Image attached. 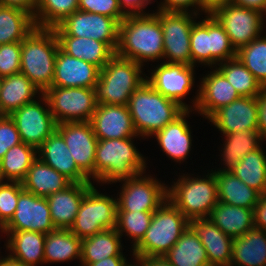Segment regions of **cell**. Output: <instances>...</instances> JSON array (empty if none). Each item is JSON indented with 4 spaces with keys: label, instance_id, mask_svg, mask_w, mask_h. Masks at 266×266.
<instances>
[{
    "label": "cell",
    "instance_id": "cell-22",
    "mask_svg": "<svg viewBox=\"0 0 266 266\" xmlns=\"http://www.w3.org/2000/svg\"><path fill=\"white\" fill-rule=\"evenodd\" d=\"M100 70L92 63L68 55L59 47L51 86L95 89Z\"/></svg>",
    "mask_w": 266,
    "mask_h": 266
},
{
    "label": "cell",
    "instance_id": "cell-30",
    "mask_svg": "<svg viewBox=\"0 0 266 266\" xmlns=\"http://www.w3.org/2000/svg\"><path fill=\"white\" fill-rule=\"evenodd\" d=\"M21 183L24 190L39 197H48L66 189L73 182L37 158Z\"/></svg>",
    "mask_w": 266,
    "mask_h": 266
},
{
    "label": "cell",
    "instance_id": "cell-51",
    "mask_svg": "<svg viewBox=\"0 0 266 266\" xmlns=\"http://www.w3.org/2000/svg\"><path fill=\"white\" fill-rule=\"evenodd\" d=\"M258 98V132L266 141V88H263Z\"/></svg>",
    "mask_w": 266,
    "mask_h": 266
},
{
    "label": "cell",
    "instance_id": "cell-55",
    "mask_svg": "<svg viewBox=\"0 0 266 266\" xmlns=\"http://www.w3.org/2000/svg\"><path fill=\"white\" fill-rule=\"evenodd\" d=\"M128 264L126 256H112L95 263H89L87 266H127Z\"/></svg>",
    "mask_w": 266,
    "mask_h": 266
},
{
    "label": "cell",
    "instance_id": "cell-23",
    "mask_svg": "<svg viewBox=\"0 0 266 266\" xmlns=\"http://www.w3.org/2000/svg\"><path fill=\"white\" fill-rule=\"evenodd\" d=\"M189 226L205 247L210 266H230L233 239L210 218L191 219Z\"/></svg>",
    "mask_w": 266,
    "mask_h": 266
},
{
    "label": "cell",
    "instance_id": "cell-35",
    "mask_svg": "<svg viewBox=\"0 0 266 266\" xmlns=\"http://www.w3.org/2000/svg\"><path fill=\"white\" fill-rule=\"evenodd\" d=\"M222 136L225 137V140L221 144L223 147L220 157L225 166L222 169H217L222 172H230L246 154L259 148L265 141L258 130L227 133Z\"/></svg>",
    "mask_w": 266,
    "mask_h": 266
},
{
    "label": "cell",
    "instance_id": "cell-18",
    "mask_svg": "<svg viewBox=\"0 0 266 266\" xmlns=\"http://www.w3.org/2000/svg\"><path fill=\"white\" fill-rule=\"evenodd\" d=\"M56 131L63 137L78 168L94 180L95 152L98 142L91 122H64Z\"/></svg>",
    "mask_w": 266,
    "mask_h": 266
},
{
    "label": "cell",
    "instance_id": "cell-6",
    "mask_svg": "<svg viewBox=\"0 0 266 266\" xmlns=\"http://www.w3.org/2000/svg\"><path fill=\"white\" fill-rule=\"evenodd\" d=\"M189 220L168 199L153 213L143 239L132 249L135 259L162 257L188 228Z\"/></svg>",
    "mask_w": 266,
    "mask_h": 266
},
{
    "label": "cell",
    "instance_id": "cell-29",
    "mask_svg": "<svg viewBox=\"0 0 266 266\" xmlns=\"http://www.w3.org/2000/svg\"><path fill=\"white\" fill-rule=\"evenodd\" d=\"M230 266L266 265V231L252 228L243 236L234 238Z\"/></svg>",
    "mask_w": 266,
    "mask_h": 266
},
{
    "label": "cell",
    "instance_id": "cell-2",
    "mask_svg": "<svg viewBox=\"0 0 266 266\" xmlns=\"http://www.w3.org/2000/svg\"><path fill=\"white\" fill-rule=\"evenodd\" d=\"M134 138L98 140L94 164L97 184H113L146 172L147 159L136 148Z\"/></svg>",
    "mask_w": 266,
    "mask_h": 266
},
{
    "label": "cell",
    "instance_id": "cell-16",
    "mask_svg": "<svg viewBox=\"0 0 266 266\" xmlns=\"http://www.w3.org/2000/svg\"><path fill=\"white\" fill-rule=\"evenodd\" d=\"M146 81L166 98L177 102L185 110L191 106L184 102L195 83V66L161 62L151 70Z\"/></svg>",
    "mask_w": 266,
    "mask_h": 266
},
{
    "label": "cell",
    "instance_id": "cell-12",
    "mask_svg": "<svg viewBox=\"0 0 266 266\" xmlns=\"http://www.w3.org/2000/svg\"><path fill=\"white\" fill-rule=\"evenodd\" d=\"M118 182L122 186L117 196V211L154 212L167 200L166 183L146 172Z\"/></svg>",
    "mask_w": 266,
    "mask_h": 266
},
{
    "label": "cell",
    "instance_id": "cell-20",
    "mask_svg": "<svg viewBox=\"0 0 266 266\" xmlns=\"http://www.w3.org/2000/svg\"><path fill=\"white\" fill-rule=\"evenodd\" d=\"M222 135L258 130V98L239 97L221 107L209 119Z\"/></svg>",
    "mask_w": 266,
    "mask_h": 266
},
{
    "label": "cell",
    "instance_id": "cell-4",
    "mask_svg": "<svg viewBox=\"0 0 266 266\" xmlns=\"http://www.w3.org/2000/svg\"><path fill=\"white\" fill-rule=\"evenodd\" d=\"M59 47L53 28L35 27L21 42L20 72L42 93L52 85Z\"/></svg>",
    "mask_w": 266,
    "mask_h": 266
},
{
    "label": "cell",
    "instance_id": "cell-31",
    "mask_svg": "<svg viewBox=\"0 0 266 266\" xmlns=\"http://www.w3.org/2000/svg\"><path fill=\"white\" fill-rule=\"evenodd\" d=\"M60 48L68 55L92 63L102 69L116 52L105 42L92 38L57 36Z\"/></svg>",
    "mask_w": 266,
    "mask_h": 266
},
{
    "label": "cell",
    "instance_id": "cell-45",
    "mask_svg": "<svg viewBox=\"0 0 266 266\" xmlns=\"http://www.w3.org/2000/svg\"><path fill=\"white\" fill-rule=\"evenodd\" d=\"M22 189L21 182L0 181V228L11 219L16 211Z\"/></svg>",
    "mask_w": 266,
    "mask_h": 266
},
{
    "label": "cell",
    "instance_id": "cell-59",
    "mask_svg": "<svg viewBox=\"0 0 266 266\" xmlns=\"http://www.w3.org/2000/svg\"><path fill=\"white\" fill-rule=\"evenodd\" d=\"M133 260H134V262L133 263L130 262L127 266H144L138 259L133 258Z\"/></svg>",
    "mask_w": 266,
    "mask_h": 266
},
{
    "label": "cell",
    "instance_id": "cell-58",
    "mask_svg": "<svg viewBox=\"0 0 266 266\" xmlns=\"http://www.w3.org/2000/svg\"><path fill=\"white\" fill-rule=\"evenodd\" d=\"M0 266H26L24 263L12 258L9 254L0 258Z\"/></svg>",
    "mask_w": 266,
    "mask_h": 266
},
{
    "label": "cell",
    "instance_id": "cell-53",
    "mask_svg": "<svg viewBox=\"0 0 266 266\" xmlns=\"http://www.w3.org/2000/svg\"><path fill=\"white\" fill-rule=\"evenodd\" d=\"M231 2L232 0H199V16L203 13L205 15H212L217 9Z\"/></svg>",
    "mask_w": 266,
    "mask_h": 266
},
{
    "label": "cell",
    "instance_id": "cell-19",
    "mask_svg": "<svg viewBox=\"0 0 266 266\" xmlns=\"http://www.w3.org/2000/svg\"><path fill=\"white\" fill-rule=\"evenodd\" d=\"M197 85L191 105V110L209 119L217 110L239 98L235 88L228 82L226 77L215 67ZM193 107V108H192Z\"/></svg>",
    "mask_w": 266,
    "mask_h": 266
},
{
    "label": "cell",
    "instance_id": "cell-14",
    "mask_svg": "<svg viewBox=\"0 0 266 266\" xmlns=\"http://www.w3.org/2000/svg\"><path fill=\"white\" fill-rule=\"evenodd\" d=\"M53 29L57 36L85 37L105 42L115 52L118 46L119 23L101 14L77 10Z\"/></svg>",
    "mask_w": 266,
    "mask_h": 266
},
{
    "label": "cell",
    "instance_id": "cell-60",
    "mask_svg": "<svg viewBox=\"0 0 266 266\" xmlns=\"http://www.w3.org/2000/svg\"><path fill=\"white\" fill-rule=\"evenodd\" d=\"M2 80H3V78L0 77V92H1V87H2Z\"/></svg>",
    "mask_w": 266,
    "mask_h": 266
},
{
    "label": "cell",
    "instance_id": "cell-10",
    "mask_svg": "<svg viewBox=\"0 0 266 266\" xmlns=\"http://www.w3.org/2000/svg\"><path fill=\"white\" fill-rule=\"evenodd\" d=\"M43 94L57 124L90 122L98 105L96 91L91 88L51 86Z\"/></svg>",
    "mask_w": 266,
    "mask_h": 266
},
{
    "label": "cell",
    "instance_id": "cell-57",
    "mask_svg": "<svg viewBox=\"0 0 266 266\" xmlns=\"http://www.w3.org/2000/svg\"><path fill=\"white\" fill-rule=\"evenodd\" d=\"M144 266H172L165 257H147L138 259Z\"/></svg>",
    "mask_w": 266,
    "mask_h": 266
},
{
    "label": "cell",
    "instance_id": "cell-33",
    "mask_svg": "<svg viewBox=\"0 0 266 266\" xmlns=\"http://www.w3.org/2000/svg\"><path fill=\"white\" fill-rule=\"evenodd\" d=\"M219 202L254 209L261 194L242 182L231 172L213 171Z\"/></svg>",
    "mask_w": 266,
    "mask_h": 266
},
{
    "label": "cell",
    "instance_id": "cell-1",
    "mask_svg": "<svg viewBox=\"0 0 266 266\" xmlns=\"http://www.w3.org/2000/svg\"><path fill=\"white\" fill-rule=\"evenodd\" d=\"M163 52V31L154 12L127 15L119 23L117 56L144 67L146 62L163 59Z\"/></svg>",
    "mask_w": 266,
    "mask_h": 266
},
{
    "label": "cell",
    "instance_id": "cell-42",
    "mask_svg": "<svg viewBox=\"0 0 266 266\" xmlns=\"http://www.w3.org/2000/svg\"><path fill=\"white\" fill-rule=\"evenodd\" d=\"M79 0H38L34 21L36 27L54 28L78 10Z\"/></svg>",
    "mask_w": 266,
    "mask_h": 266
},
{
    "label": "cell",
    "instance_id": "cell-40",
    "mask_svg": "<svg viewBox=\"0 0 266 266\" xmlns=\"http://www.w3.org/2000/svg\"><path fill=\"white\" fill-rule=\"evenodd\" d=\"M262 145L246 154L230 171L261 195L266 194V151Z\"/></svg>",
    "mask_w": 266,
    "mask_h": 266
},
{
    "label": "cell",
    "instance_id": "cell-7",
    "mask_svg": "<svg viewBox=\"0 0 266 266\" xmlns=\"http://www.w3.org/2000/svg\"><path fill=\"white\" fill-rule=\"evenodd\" d=\"M142 70L143 66L137 62L115 54L100 70L95 87L97 103L128 105L131 95L146 81V74Z\"/></svg>",
    "mask_w": 266,
    "mask_h": 266
},
{
    "label": "cell",
    "instance_id": "cell-11",
    "mask_svg": "<svg viewBox=\"0 0 266 266\" xmlns=\"http://www.w3.org/2000/svg\"><path fill=\"white\" fill-rule=\"evenodd\" d=\"M163 31V61L191 65L190 35L193 23L200 16L191 12L156 11Z\"/></svg>",
    "mask_w": 266,
    "mask_h": 266
},
{
    "label": "cell",
    "instance_id": "cell-5",
    "mask_svg": "<svg viewBox=\"0 0 266 266\" xmlns=\"http://www.w3.org/2000/svg\"><path fill=\"white\" fill-rule=\"evenodd\" d=\"M210 172V173H209ZM179 175L177 181L167 185V199L190 221L209 218L212 209L219 202L215 173L211 169L207 175ZM193 177V178H192Z\"/></svg>",
    "mask_w": 266,
    "mask_h": 266
},
{
    "label": "cell",
    "instance_id": "cell-32",
    "mask_svg": "<svg viewBox=\"0 0 266 266\" xmlns=\"http://www.w3.org/2000/svg\"><path fill=\"white\" fill-rule=\"evenodd\" d=\"M209 218L232 239L243 236L254 228V209L218 202Z\"/></svg>",
    "mask_w": 266,
    "mask_h": 266
},
{
    "label": "cell",
    "instance_id": "cell-56",
    "mask_svg": "<svg viewBox=\"0 0 266 266\" xmlns=\"http://www.w3.org/2000/svg\"><path fill=\"white\" fill-rule=\"evenodd\" d=\"M232 3L260 11L266 15V0H232Z\"/></svg>",
    "mask_w": 266,
    "mask_h": 266
},
{
    "label": "cell",
    "instance_id": "cell-52",
    "mask_svg": "<svg viewBox=\"0 0 266 266\" xmlns=\"http://www.w3.org/2000/svg\"><path fill=\"white\" fill-rule=\"evenodd\" d=\"M255 228L266 231V194L259 197L258 203L254 208Z\"/></svg>",
    "mask_w": 266,
    "mask_h": 266
},
{
    "label": "cell",
    "instance_id": "cell-28",
    "mask_svg": "<svg viewBox=\"0 0 266 266\" xmlns=\"http://www.w3.org/2000/svg\"><path fill=\"white\" fill-rule=\"evenodd\" d=\"M6 234V250L9 255L26 266L44 264L46 234L34 231H1Z\"/></svg>",
    "mask_w": 266,
    "mask_h": 266
},
{
    "label": "cell",
    "instance_id": "cell-41",
    "mask_svg": "<svg viewBox=\"0 0 266 266\" xmlns=\"http://www.w3.org/2000/svg\"><path fill=\"white\" fill-rule=\"evenodd\" d=\"M241 97H257L263 87L238 57L226 60L216 67Z\"/></svg>",
    "mask_w": 266,
    "mask_h": 266
},
{
    "label": "cell",
    "instance_id": "cell-47",
    "mask_svg": "<svg viewBox=\"0 0 266 266\" xmlns=\"http://www.w3.org/2000/svg\"><path fill=\"white\" fill-rule=\"evenodd\" d=\"M21 42L0 44V77L20 73Z\"/></svg>",
    "mask_w": 266,
    "mask_h": 266
},
{
    "label": "cell",
    "instance_id": "cell-17",
    "mask_svg": "<svg viewBox=\"0 0 266 266\" xmlns=\"http://www.w3.org/2000/svg\"><path fill=\"white\" fill-rule=\"evenodd\" d=\"M55 229L46 197H39L22 189L16 211L1 231H34L47 234Z\"/></svg>",
    "mask_w": 266,
    "mask_h": 266
},
{
    "label": "cell",
    "instance_id": "cell-26",
    "mask_svg": "<svg viewBox=\"0 0 266 266\" xmlns=\"http://www.w3.org/2000/svg\"><path fill=\"white\" fill-rule=\"evenodd\" d=\"M92 182L72 183L66 189L46 197L52 222L56 229H70L77 216L81 201Z\"/></svg>",
    "mask_w": 266,
    "mask_h": 266
},
{
    "label": "cell",
    "instance_id": "cell-46",
    "mask_svg": "<svg viewBox=\"0 0 266 266\" xmlns=\"http://www.w3.org/2000/svg\"><path fill=\"white\" fill-rule=\"evenodd\" d=\"M78 10L111 17L118 23L127 16L121 8L120 0H79Z\"/></svg>",
    "mask_w": 266,
    "mask_h": 266
},
{
    "label": "cell",
    "instance_id": "cell-37",
    "mask_svg": "<svg viewBox=\"0 0 266 266\" xmlns=\"http://www.w3.org/2000/svg\"><path fill=\"white\" fill-rule=\"evenodd\" d=\"M163 257L172 266H210L205 247L190 226Z\"/></svg>",
    "mask_w": 266,
    "mask_h": 266
},
{
    "label": "cell",
    "instance_id": "cell-50",
    "mask_svg": "<svg viewBox=\"0 0 266 266\" xmlns=\"http://www.w3.org/2000/svg\"><path fill=\"white\" fill-rule=\"evenodd\" d=\"M153 0H120V5L123 11L127 15H137V14H149L146 13L148 4H151Z\"/></svg>",
    "mask_w": 266,
    "mask_h": 266
},
{
    "label": "cell",
    "instance_id": "cell-25",
    "mask_svg": "<svg viewBox=\"0 0 266 266\" xmlns=\"http://www.w3.org/2000/svg\"><path fill=\"white\" fill-rule=\"evenodd\" d=\"M193 110H185L173 122L168 123L163 129L153 135L163 153L177 163L184 162L192 150V132L189 127L188 118Z\"/></svg>",
    "mask_w": 266,
    "mask_h": 266
},
{
    "label": "cell",
    "instance_id": "cell-21",
    "mask_svg": "<svg viewBox=\"0 0 266 266\" xmlns=\"http://www.w3.org/2000/svg\"><path fill=\"white\" fill-rule=\"evenodd\" d=\"M90 122L98 140L140 138L127 105L98 104Z\"/></svg>",
    "mask_w": 266,
    "mask_h": 266
},
{
    "label": "cell",
    "instance_id": "cell-44",
    "mask_svg": "<svg viewBox=\"0 0 266 266\" xmlns=\"http://www.w3.org/2000/svg\"><path fill=\"white\" fill-rule=\"evenodd\" d=\"M154 212L117 211L116 230L132 239V249L143 239Z\"/></svg>",
    "mask_w": 266,
    "mask_h": 266
},
{
    "label": "cell",
    "instance_id": "cell-39",
    "mask_svg": "<svg viewBox=\"0 0 266 266\" xmlns=\"http://www.w3.org/2000/svg\"><path fill=\"white\" fill-rule=\"evenodd\" d=\"M37 158V149L24 142L11 147L0 160V181L22 182Z\"/></svg>",
    "mask_w": 266,
    "mask_h": 266
},
{
    "label": "cell",
    "instance_id": "cell-54",
    "mask_svg": "<svg viewBox=\"0 0 266 266\" xmlns=\"http://www.w3.org/2000/svg\"><path fill=\"white\" fill-rule=\"evenodd\" d=\"M38 0H0V5L23 9L34 16Z\"/></svg>",
    "mask_w": 266,
    "mask_h": 266
},
{
    "label": "cell",
    "instance_id": "cell-8",
    "mask_svg": "<svg viewBox=\"0 0 266 266\" xmlns=\"http://www.w3.org/2000/svg\"><path fill=\"white\" fill-rule=\"evenodd\" d=\"M195 21L190 35L191 66L211 68L226 60L237 57L228 34L213 15Z\"/></svg>",
    "mask_w": 266,
    "mask_h": 266
},
{
    "label": "cell",
    "instance_id": "cell-24",
    "mask_svg": "<svg viewBox=\"0 0 266 266\" xmlns=\"http://www.w3.org/2000/svg\"><path fill=\"white\" fill-rule=\"evenodd\" d=\"M37 156L73 183L92 182L78 168L63 137L56 130L37 149Z\"/></svg>",
    "mask_w": 266,
    "mask_h": 266
},
{
    "label": "cell",
    "instance_id": "cell-49",
    "mask_svg": "<svg viewBox=\"0 0 266 266\" xmlns=\"http://www.w3.org/2000/svg\"><path fill=\"white\" fill-rule=\"evenodd\" d=\"M157 8L158 11L191 12L199 15V0H161Z\"/></svg>",
    "mask_w": 266,
    "mask_h": 266
},
{
    "label": "cell",
    "instance_id": "cell-27",
    "mask_svg": "<svg viewBox=\"0 0 266 266\" xmlns=\"http://www.w3.org/2000/svg\"><path fill=\"white\" fill-rule=\"evenodd\" d=\"M43 93L23 73L3 77L0 92V116H10L23 105L39 98Z\"/></svg>",
    "mask_w": 266,
    "mask_h": 266
},
{
    "label": "cell",
    "instance_id": "cell-36",
    "mask_svg": "<svg viewBox=\"0 0 266 266\" xmlns=\"http://www.w3.org/2000/svg\"><path fill=\"white\" fill-rule=\"evenodd\" d=\"M82 240L70 229H55L46 234L44 243V264L68 262L81 259Z\"/></svg>",
    "mask_w": 266,
    "mask_h": 266
},
{
    "label": "cell",
    "instance_id": "cell-9",
    "mask_svg": "<svg viewBox=\"0 0 266 266\" xmlns=\"http://www.w3.org/2000/svg\"><path fill=\"white\" fill-rule=\"evenodd\" d=\"M117 198L103 194L94 184L84 195L70 231L81 240L116 228Z\"/></svg>",
    "mask_w": 266,
    "mask_h": 266
},
{
    "label": "cell",
    "instance_id": "cell-15",
    "mask_svg": "<svg viewBox=\"0 0 266 266\" xmlns=\"http://www.w3.org/2000/svg\"><path fill=\"white\" fill-rule=\"evenodd\" d=\"M38 99L23 105L10 115L22 142L36 149L56 130L57 126L46 96L42 94Z\"/></svg>",
    "mask_w": 266,
    "mask_h": 266
},
{
    "label": "cell",
    "instance_id": "cell-43",
    "mask_svg": "<svg viewBox=\"0 0 266 266\" xmlns=\"http://www.w3.org/2000/svg\"><path fill=\"white\" fill-rule=\"evenodd\" d=\"M237 57L266 88V35L260 36L237 51Z\"/></svg>",
    "mask_w": 266,
    "mask_h": 266
},
{
    "label": "cell",
    "instance_id": "cell-38",
    "mask_svg": "<svg viewBox=\"0 0 266 266\" xmlns=\"http://www.w3.org/2000/svg\"><path fill=\"white\" fill-rule=\"evenodd\" d=\"M35 27L34 17L29 12L0 5V44L22 42Z\"/></svg>",
    "mask_w": 266,
    "mask_h": 266
},
{
    "label": "cell",
    "instance_id": "cell-13",
    "mask_svg": "<svg viewBox=\"0 0 266 266\" xmlns=\"http://www.w3.org/2000/svg\"><path fill=\"white\" fill-rule=\"evenodd\" d=\"M223 26L232 46L238 51L262 35L264 14L234 3L225 4L212 14Z\"/></svg>",
    "mask_w": 266,
    "mask_h": 266
},
{
    "label": "cell",
    "instance_id": "cell-34",
    "mask_svg": "<svg viewBox=\"0 0 266 266\" xmlns=\"http://www.w3.org/2000/svg\"><path fill=\"white\" fill-rule=\"evenodd\" d=\"M121 238L116 229H106L82 239L79 266H87L112 256H124Z\"/></svg>",
    "mask_w": 266,
    "mask_h": 266
},
{
    "label": "cell",
    "instance_id": "cell-48",
    "mask_svg": "<svg viewBox=\"0 0 266 266\" xmlns=\"http://www.w3.org/2000/svg\"><path fill=\"white\" fill-rule=\"evenodd\" d=\"M21 142L15 122L10 116H0V160L11 147Z\"/></svg>",
    "mask_w": 266,
    "mask_h": 266
},
{
    "label": "cell",
    "instance_id": "cell-3",
    "mask_svg": "<svg viewBox=\"0 0 266 266\" xmlns=\"http://www.w3.org/2000/svg\"><path fill=\"white\" fill-rule=\"evenodd\" d=\"M134 129L142 139H148L173 122L185 109L166 98L144 81L131 95L128 102Z\"/></svg>",
    "mask_w": 266,
    "mask_h": 266
}]
</instances>
